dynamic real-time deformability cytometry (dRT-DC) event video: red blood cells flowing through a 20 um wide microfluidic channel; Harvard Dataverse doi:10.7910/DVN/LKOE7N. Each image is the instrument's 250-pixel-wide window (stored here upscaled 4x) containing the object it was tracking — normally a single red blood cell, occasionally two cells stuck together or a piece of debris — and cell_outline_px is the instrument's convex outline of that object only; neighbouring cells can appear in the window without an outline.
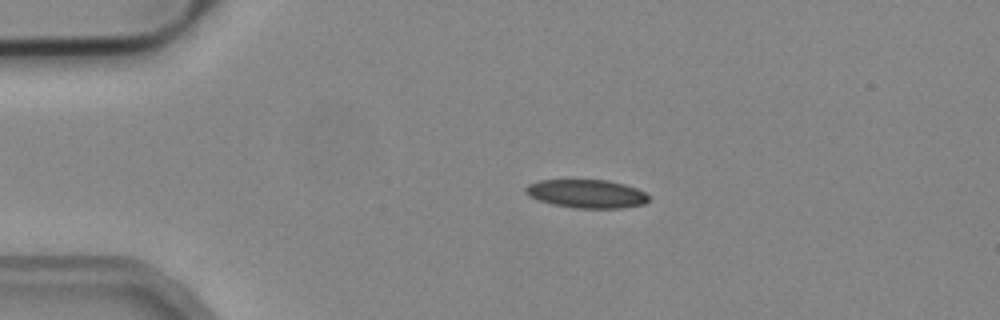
{"species": "common noctule bat (a hibernating species)", "species_latin": "Nyctalus noctula", "temperature_condition": "cold", "stored_images_in_passage": 3, "camera_frame_rate_fps": 3000, "um_per_image_px": 0.085, "animal": {"sex": "male", "body_mass_g": 19.2, "forearm_length_mm": 51.8}, "frame": {"image": 1, "passage_image": 2, "time_ms": 0.333, "image_size_px": [1000, 320], "cell_outline_px": [[648, 200], [644, 204], [620, 208], [576, 208], [552, 204], [528, 196], [524, 192], [524, 188], [528, 184], [540, 180], [608, 180], [624, 184], [636, 188], [644, 192], [648, 196]], "centroid_in_image_um": [49.83, 16.46], "position_along_channel_um": 35.2, "area_um2": 20.35}}